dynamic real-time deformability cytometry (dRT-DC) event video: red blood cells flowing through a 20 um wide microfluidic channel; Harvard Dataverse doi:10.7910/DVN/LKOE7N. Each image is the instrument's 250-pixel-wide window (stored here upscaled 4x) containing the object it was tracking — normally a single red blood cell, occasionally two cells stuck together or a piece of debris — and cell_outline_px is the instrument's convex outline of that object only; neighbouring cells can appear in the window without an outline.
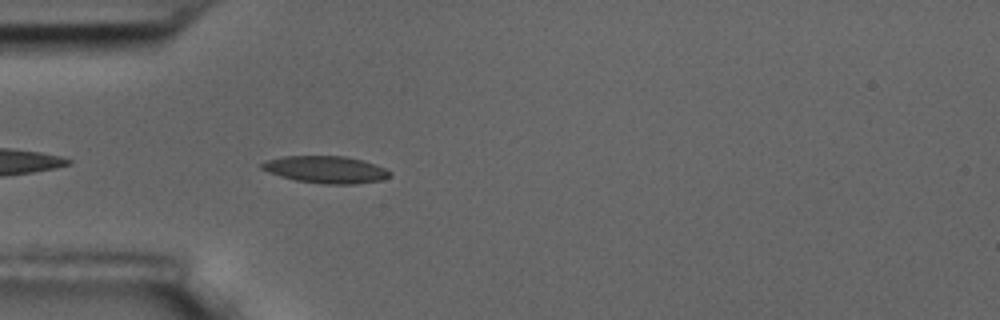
{"species": "common noctule bat (a hibernating species)", "species_latin": "Nyctalus noctula", "temperature_condition": "room temperature", "stored_images_in_passage": 40, "camera_frame_rate_fps": 3000, "um_per_image_px": 0.085, "animal": {"sex": "male", "body_mass_g": 17.5, "forearm_length_mm": 52.3}, "frame": {"image": 1, "passage_image": 3, "time_ms": 0.667, "image_size_px": [1000, 320], "cell_outline_px": [[392, 172], [388, 176], [380, 180], [356, 184], [324, 184], [296, 180], [280, 176], [268, 172], [260, 168], [260, 164], [268, 160], [284, 156], [344, 156], [376, 164]], "centroid_in_image_um": [27.68, 14.41], "position_along_channel_um": 57.3, "area_um2": 20.06}}
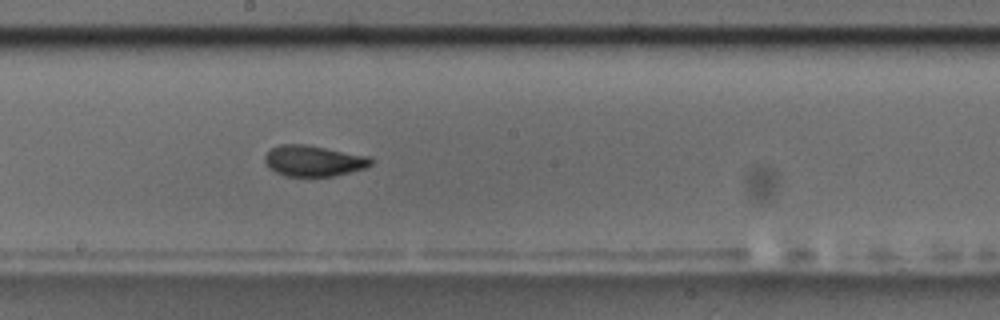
{"frame": {"image": 2, "passage_image": 17, "time_ms": 5.333, "image_size_px": [1000, 320], "cell_outline_px": [[372, 164], [364, 168], [332, 176], [284, 176], [268, 168], [264, 160], [264, 156], [272, 148], [280, 144], [304, 144], [368, 156], [372, 160]], "centroid_in_image_um": [26.6, 13.67], "position_along_channel_um": 221.6, "area_um2": 18.9}}
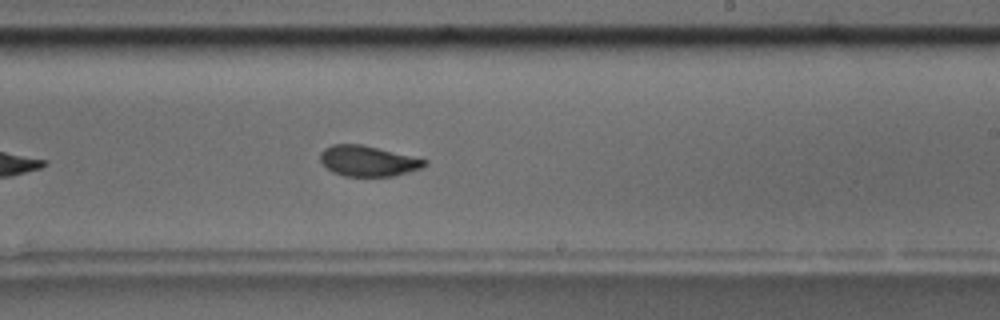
{"frame": {"image": 3, "passage_image": 20, "time_ms": 6.333, "image_size_px": [1000, 320], "cell_outline_px": [[428, 164], [420, 168], [408, 172], [392, 176], [344, 176], [332, 172], [320, 160], [320, 152], [324, 148], [332, 144], [360, 144], [428, 160]], "centroid_in_image_um": [31.25, 13.68], "position_along_channel_um": 257.7, "area_um2": 18.38}, "authors_computed_cell_mechanics": {"area_um2": 19.2185, "velocity_mm_per_s": 3.6228, "shape_relaxation_time_tau1_ms": 8.134, "shape_relaxation_time_tau2_ms": 1.3096, "deformation_change_tau1": 0.1884, "deformation_change_tau2": 0.0688}}